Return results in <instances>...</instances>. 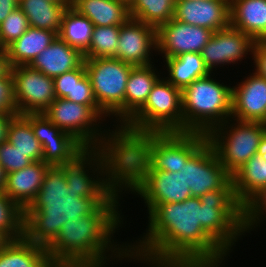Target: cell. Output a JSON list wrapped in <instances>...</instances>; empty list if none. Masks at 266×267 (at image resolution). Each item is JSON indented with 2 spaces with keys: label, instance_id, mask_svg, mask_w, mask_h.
<instances>
[{
  "label": "cell",
  "instance_id": "1",
  "mask_svg": "<svg viewBox=\"0 0 266 267\" xmlns=\"http://www.w3.org/2000/svg\"><path fill=\"white\" fill-rule=\"evenodd\" d=\"M146 206L147 233L128 248L130 258L152 267H218L244 233L232 179L201 197Z\"/></svg>",
  "mask_w": 266,
  "mask_h": 267
},
{
  "label": "cell",
  "instance_id": "2",
  "mask_svg": "<svg viewBox=\"0 0 266 267\" xmlns=\"http://www.w3.org/2000/svg\"><path fill=\"white\" fill-rule=\"evenodd\" d=\"M119 192H123L122 185L92 214L67 221L61 227L56 238L46 247L54 267H103L115 255L117 259H129L126 243L125 246L117 244V248L112 239L113 233L123 223L118 211ZM108 251L112 254L107 255Z\"/></svg>",
  "mask_w": 266,
  "mask_h": 267
},
{
  "label": "cell",
  "instance_id": "3",
  "mask_svg": "<svg viewBox=\"0 0 266 267\" xmlns=\"http://www.w3.org/2000/svg\"><path fill=\"white\" fill-rule=\"evenodd\" d=\"M109 197L78 196L67 187L64 172L49 167L36 198L24 210V237L34 244L47 247L67 221L92 214Z\"/></svg>",
  "mask_w": 266,
  "mask_h": 267
},
{
  "label": "cell",
  "instance_id": "4",
  "mask_svg": "<svg viewBox=\"0 0 266 267\" xmlns=\"http://www.w3.org/2000/svg\"><path fill=\"white\" fill-rule=\"evenodd\" d=\"M207 141L199 132H144L122 145V170L179 172Z\"/></svg>",
  "mask_w": 266,
  "mask_h": 267
},
{
  "label": "cell",
  "instance_id": "5",
  "mask_svg": "<svg viewBox=\"0 0 266 267\" xmlns=\"http://www.w3.org/2000/svg\"><path fill=\"white\" fill-rule=\"evenodd\" d=\"M58 167L64 172L67 187L79 197H110L122 185V147L84 145ZM89 170L98 172L96 179L88 175Z\"/></svg>",
  "mask_w": 266,
  "mask_h": 267
},
{
  "label": "cell",
  "instance_id": "6",
  "mask_svg": "<svg viewBox=\"0 0 266 267\" xmlns=\"http://www.w3.org/2000/svg\"><path fill=\"white\" fill-rule=\"evenodd\" d=\"M211 73L181 90L183 132L207 134L232 115V87L211 78Z\"/></svg>",
  "mask_w": 266,
  "mask_h": 267
},
{
  "label": "cell",
  "instance_id": "7",
  "mask_svg": "<svg viewBox=\"0 0 266 267\" xmlns=\"http://www.w3.org/2000/svg\"><path fill=\"white\" fill-rule=\"evenodd\" d=\"M181 89L160 78L145 104L118 129L121 145L144 132H183Z\"/></svg>",
  "mask_w": 266,
  "mask_h": 267
},
{
  "label": "cell",
  "instance_id": "8",
  "mask_svg": "<svg viewBox=\"0 0 266 267\" xmlns=\"http://www.w3.org/2000/svg\"><path fill=\"white\" fill-rule=\"evenodd\" d=\"M43 113L58 128L73 135L83 145L103 144L108 148L122 147L117 129L108 130L109 133L105 131L106 134L101 131L102 128H97L102 116H106L98 106H87L56 98Z\"/></svg>",
  "mask_w": 266,
  "mask_h": 267
},
{
  "label": "cell",
  "instance_id": "9",
  "mask_svg": "<svg viewBox=\"0 0 266 267\" xmlns=\"http://www.w3.org/2000/svg\"><path fill=\"white\" fill-rule=\"evenodd\" d=\"M84 65L99 109L106 117H117L118 130L125 124L126 84L134 65L114 57L84 59Z\"/></svg>",
  "mask_w": 266,
  "mask_h": 267
},
{
  "label": "cell",
  "instance_id": "10",
  "mask_svg": "<svg viewBox=\"0 0 266 267\" xmlns=\"http://www.w3.org/2000/svg\"><path fill=\"white\" fill-rule=\"evenodd\" d=\"M229 121L233 120L228 119L212 128L206 137L221 164L233 175L250 157L257 154L266 124L239 120L230 124Z\"/></svg>",
  "mask_w": 266,
  "mask_h": 267
},
{
  "label": "cell",
  "instance_id": "11",
  "mask_svg": "<svg viewBox=\"0 0 266 267\" xmlns=\"http://www.w3.org/2000/svg\"><path fill=\"white\" fill-rule=\"evenodd\" d=\"M122 186L139 194L146 205L183 202L192 197L182 171L122 170Z\"/></svg>",
  "mask_w": 266,
  "mask_h": 267
},
{
  "label": "cell",
  "instance_id": "12",
  "mask_svg": "<svg viewBox=\"0 0 266 267\" xmlns=\"http://www.w3.org/2000/svg\"><path fill=\"white\" fill-rule=\"evenodd\" d=\"M17 114L43 113L56 99L54 82L29 65L10 67Z\"/></svg>",
  "mask_w": 266,
  "mask_h": 267
},
{
  "label": "cell",
  "instance_id": "13",
  "mask_svg": "<svg viewBox=\"0 0 266 267\" xmlns=\"http://www.w3.org/2000/svg\"><path fill=\"white\" fill-rule=\"evenodd\" d=\"M181 171L193 197L219 190L232 179L208 141L188 159Z\"/></svg>",
  "mask_w": 266,
  "mask_h": 267
},
{
  "label": "cell",
  "instance_id": "14",
  "mask_svg": "<svg viewBox=\"0 0 266 267\" xmlns=\"http://www.w3.org/2000/svg\"><path fill=\"white\" fill-rule=\"evenodd\" d=\"M23 116L31 123L33 133L41 143L42 161L50 167L60 166L84 146L73 135L58 128L44 113Z\"/></svg>",
  "mask_w": 266,
  "mask_h": 267
},
{
  "label": "cell",
  "instance_id": "15",
  "mask_svg": "<svg viewBox=\"0 0 266 267\" xmlns=\"http://www.w3.org/2000/svg\"><path fill=\"white\" fill-rule=\"evenodd\" d=\"M213 33L210 29L171 19L157 28V51L164 53V59L183 53H201Z\"/></svg>",
  "mask_w": 266,
  "mask_h": 267
},
{
  "label": "cell",
  "instance_id": "16",
  "mask_svg": "<svg viewBox=\"0 0 266 267\" xmlns=\"http://www.w3.org/2000/svg\"><path fill=\"white\" fill-rule=\"evenodd\" d=\"M152 49L157 51V28L133 18L120 26L117 59L134 66H147L153 63Z\"/></svg>",
  "mask_w": 266,
  "mask_h": 267
},
{
  "label": "cell",
  "instance_id": "17",
  "mask_svg": "<svg viewBox=\"0 0 266 267\" xmlns=\"http://www.w3.org/2000/svg\"><path fill=\"white\" fill-rule=\"evenodd\" d=\"M255 41L246 33L229 25L215 31L209 42L203 47L201 56L210 73L213 68L223 64H235L252 53ZM212 71V72H211Z\"/></svg>",
  "mask_w": 266,
  "mask_h": 267
},
{
  "label": "cell",
  "instance_id": "18",
  "mask_svg": "<svg viewBox=\"0 0 266 267\" xmlns=\"http://www.w3.org/2000/svg\"><path fill=\"white\" fill-rule=\"evenodd\" d=\"M173 19L215 32L230 25V0H177Z\"/></svg>",
  "mask_w": 266,
  "mask_h": 267
},
{
  "label": "cell",
  "instance_id": "19",
  "mask_svg": "<svg viewBox=\"0 0 266 267\" xmlns=\"http://www.w3.org/2000/svg\"><path fill=\"white\" fill-rule=\"evenodd\" d=\"M232 87V115L239 121L266 124V79L255 72Z\"/></svg>",
  "mask_w": 266,
  "mask_h": 267
},
{
  "label": "cell",
  "instance_id": "20",
  "mask_svg": "<svg viewBox=\"0 0 266 267\" xmlns=\"http://www.w3.org/2000/svg\"><path fill=\"white\" fill-rule=\"evenodd\" d=\"M50 166L34 161L18 171L6 174L4 193L23 210L36 198Z\"/></svg>",
  "mask_w": 266,
  "mask_h": 267
},
{
  "label": "cell",
  "instance_id": "21",
  "mask_svg": "<svg viewBox=\"0 0 266 267\" xmlns=\"http://www.w3.org/2000/svg\"><path fill=\"white\" fill-rule=\"evenodd\" d=\"M84 62L83 53L68 45L59 36L29 66L48 77H56L78 68Z\"/></svg>",
  "mask_w": 266,
  "mask_h": 267
},
{
  "label": "cell",
  "instance_id": "22",
  "mask_svg": "<svg viewBox=\"0 0 266 267\" xmlns=\"http://www.w3.org/2000/svg\"><path fill=\"white\" fill-rule=\"evenodd\" d=\"M230 25L254 41H266V0H230Z\"/></svg>",
  "mask_w": 266,
  "mask_h": 267
},
{
  "label": "cell",
  "instance_id": "23",
  "mask_svg": "<svg viewBox=\"0 0 266 267\" xmlns=\"http://www.w3.org/2000/svg\"><path fill=\"white\" fill-rule=\"evenodd\" d=\"M58 36L56 32L29 27L6 47L9 67L29 65Z\"/></svg>",
  "mask_w": 266,
  "mask_h": 267
},
{
  "label": "cell",
  "instance_id": "24",
  "mask_svg": "<svg viewBox=\"0 0 266 267\" xmlns=\"http://www.w3.org/2000/svg\"><path fill=\"white\" fill-rule=\"evenodd\" d=\"M71 7L94 26H121L129 18V6L119 0H74Z\"/></svg>",
  "mask_w": 266,
  "mask_h": 267
},
{
  "label": "cell",
  "instance_id": "25",
  "mask_svg": "<svg viewBox=\"0 0 266 267\" xmlns=\"http://www.w3.org/2000/svg\"><path fill=\"white\" fill-rule=\"evenodd\" d=\"M70 2L50 0H20L18 7L26 15L30 27L44 29L59 34L64 14Z\"/></svg>",
  "mask_w": 266,
  "mask_h": 267
},
{
  "label": "cell",
  "instance_id": "26",
  "mask_svg": "<svg viewBox=\"0 0 266 267\" xmlns=\"http://www.w3.org/2000/svg\"><path fill=\"white\" fill-rule=\"evenodd\" d=\"M0 267H54L46 247L22 238L11 240L0 250Z\"/></svg>",
  "mask_w": 266,
  "mask_h": 267
},
{
  "label": "cell",
  "instance_id": "27",
  "mask_svg": "<svg viewBox=\"0 0 266 267\" xmlns=\"http://www.w3.org/2000/svg\"><path fill=\"white\" fill-rule=\"evenodd\" d=\"M154 65L134 66L125 91V123L145 104L153 86L160 79Z\"/></svg>",
  "mask_w": 266,
  "mask_h": 267
},
{
  "label": "cell",
  "instance_id": "28",
  "mask_svg": "<svg viewBox=\"0 0 266 267\" xmlns=\"http://www.w3.org/2000/svg\"><path fill=\"white\" fill-rule=\"evenodd\" d=\"M232 183L236 199L243 205L266 186V161L253 155L232 175Z\"/></svg>",
  "mask_w": 266,
  "mask_h": 267
},
{
  "label": "cell",
  "instance_id": "29",
  "mask_svg": "<svg viewBox=\"0 0 266 267\" xmlns=\"http://www.w3.org/2000/svg\"><path fill=\"white\" fill-rule=\"evenodd\" d=\"M168 76L164 77L170 84L181 90L194 80L206 77L210 74L204 65L201 53H183L177 57L167 58Z\"/></svg>",
  "mask_w": 266,
  "mask_h": 267
},
{
  "label": "cell",
  "instance_id": "30",
  "mask_svg": "<svg viewBox=\"0 0 266 267\" xmlns=\"http://www.w3.org/2000/svg\"><path fill=\"white\" fill-rule=\"evenodd\" d=\"M7 140L33 162L42 161L43 149L35 137L31 123L21 114L14 115L7 130Z\"/></svg>",
  "mask_w": 266,
  "mask_h": 267
},
{
  "label": "cell",
  "instance_id": "31",
  "mask_svg": "<svg viewBox=\"0 0 266 267\" xmlns=\"http://www.w3.org/2000/svg\"><path fill=\"white\" fill-rule=\"evenodd\" d=\"M93 28V23L87 17L80 15L70 6L64 14L58 36L84 53L90 45Z\"/></svg>",
  "mask_w": 266,
  "mask_h": 267
},
{
  "label": "cell",
  "instance_id": "32",
  "mask_svg": "<svg viewBox=\"0 0 266 267\" xmlns=\"http://www.w3.org/2000/svg\"><path fill=\"white\" fill-rule=\"evenodd\" d=\"M175 0H134L129 6L130 18L158 28L173 19Z\"/></svg>",
  "mask_w": 266,
  "mask_h": 267
},
{
  "label": "cell",
  "instance_id": "33",
  "mask_svg": "<svg viewBox=\"0 0 266 267\" xmlns=\"http://www.w3.org/2000/svg\"><path fill=\"white\" fill-rule=\"evenodd\" d=\"M120 26H94L88 49L83 53L84 59L117 58V46Z\"/></svg>",
  "mask_w": 266,
  "mask_h": 267
},
{
  "label": "cell",
  "instance_id": "34",
  "mask_svg": "<svg viewBox=\"0 0 266 267\" xmlns=\"http://www.w3.org/2000/svg\"><path fill=\"white\" fill-rule=\"evenodd\" d=\"M0 230L11 240L24 235V210L0 191Z\"/></svg>",
  "mask_w": 266,
  "mask_h": 267
},
{
  "label": "cell",
  "instance_id": "35",
  "mask_svg": "<svg viewBox=\"0 0 266 267\" xmlns=\"http://www.w3.org/2000/svg\"><path fill=\"white\" fill-rule=\"evenodd\" d=\"M30 27L23 11L17 7L0 24V40L5 48L20 38Z\"/></svg>",
  "mask_w": 266,
  "mask_h": 267
},
{
  "label": "cell",
  "instance_id": "36",
  "mask_svg": "<svg viewBox=\"0 0 266 267\" xmlns=\"http://www.w3.org/2000/svg\"><path fill=\"white\" fill-rule=\"evenodd\" d=\"M266 213V186L258 190L243 204V229L244 232L250 231L258 226Z\"/></svg>",
  "mask_w": 266,
  "mask_h": 267
},
{
  "label": "cell",
  "instance_id": "37",
  "mask_svg": "<svg viewBox=\"0 0 266 267\" xmlns=\"http://www.w3.org/2000/svg\"><path fill=\"white\" fill-rule=\"evenodd\" d=\"M33 161L15 148L8 140L0 143V164L6 174L18 171Z\"/></svg>",
  "mask_w": 266,
  "mask_h": 267
},
{
  "label": "cell",
  "instance_id": "38",
  "mask_svg": "<svg viewBox=\"0 0 266 267\" xmlns=\"http://www.w3.org/2000/svg\"><path fill=\"white\" fill-rule=\"evenodd\" d=\"M86 73L84 62L78 67L53 78L56 98L73 102L74 80H80Z\"/></svg>",
  "mask_w": 266,
  "mask_h": 267
},
{
  "label": "cell",
  "instance_id": "39",
  "mask_svg": "<svg viewBox=\"0 0 266 267\" xmlns=\"http://www.w3.org/2000/svg\"><path fill=\"white\" fill-rule=\"evenodd\" d=\"M73 102L87 106H98L87 72L80 80H74Z\"/></svg>",
  "mask_w": 266,
  "mask_h": 267
},
{
  "label": "cell",
  "instance_id": "40",
  "mask_svg": "<svg viewBox=\"0 0 266 267\" xmlns=\"http://www.w3.org/2000/svg\"><path fill=\"white\" fill-rule=\"evenodd\" d=\"M0 112L17 114L10 70L3 77H0Z\"/></svg>",
  "mask_w": 266,
  "mask_h": 267
},
{
  "label": "cell",
  "instance_id": "41",
  "mask_svg": "<svg viewBox=\"0 0 266 267\" xmlns=\"http://www.w3.org/2000/svg\"><path fill=\"white\" fill-rule=\"evenodd\" d=\"M255 63V73L266 79V41H255L251 53Z\"/></svg>",
  "mask_w": 266,
  "mask_h": 267
},
{
  "label": "cell",
  "instance_id": "42",
  "mask_svg": "<svg viewBox=\"0 0 266 267\" xmlns=\"http://www.w3.org/2000/svg\"><path fill=\"white\" fill-rule=\"evenodd\" d=\"M18 0H0V24L18 7Z\"/></svg>",
  "mask_w": 266,
  "mask_h": 267
},
{
  "label": "cell",
  "instance_id": "43",
  "mask_svg": "<svg viewBox=\"0 0 266 267\" xmlns=\"http://www.w3.org/2000/svg\"><path fill=\"white\" fill-rule=\"evenodd\" d=\"M14 115L0 112V143L7 140L8 124Z\"/></svg>",
  "mask_w": 266,
  "mask_h": 267
},
{
  "label": "cell",
  "instance_id": "44",
  "mask_svg": "<svg viewBox=\"0 0 266 267\" xmlns=\"http://www.w3.org/2000/svg\"><path fill=\"white\" fill-rule=\"evenodd\" d=\"M9 70L7 53H0V77H3Z\"/></svg>",
  "mask_w": 266,
  "mask_h": 267
},
{
  "label": "cell",
  "instance_id": "45",
  "mask_svg": "<svg viewBox=\"0 0 266 267\" xmlns=\"http://www.w3.org/2000/svg\"><path fill=\"white\" fill-rule=\"evenodd\" d=\"M257 155L261 156L262 159L266 161V131H265V135L260 140V143L257 149Z\"/></svg>",
  "mask_w": 266,
  "mask_h": 267
},
{
  "label": "cell",
  "instance_id": "46",
  "mask_svg": "<svg viewBox=\"0 0 266 267\" xmlns=\"http://www.w3.org/2000/svg\"><path fill=\"white\" fill-rule=\"evenodd\" d=\"M6 182V173L0 164V191H3Z\"/></svg>",
  "mask_w": 266,
  "mask_h": 267
},
{
  "label": "cell",
  "instance_id": "47",
  "mask_svg": "<svg viewBox=\"0 0 266 267\" xmlns=\"http://www.w3.org/2000/svg\"><path fill=\"white\" fill-rule=\"evenodd\" d=\"M0 53H7V52H6V48H5V46L2 44L1 40H0Z\"/></svg>",
  "mask_w": 266,
  "mask_h": 267
},
{
  "label": "cell",
  "instance_id": "48",
  "mask_svg": "<svg viewBox=\"0 0 266 267\" xmlns=\"http://www.w3.org/2000/svg\"><path fill=\"white\" fill-rule=\"evenodd\" d=\"M119 1H123L125 4H127L128 6H130L131 3H132L134 0H119Z\"/></svg>",
  "mask_w": 266,
  "mask_h": 267
},
{
  "label": "cell",
  "instance_id": "49",
  "mask_svg": "<svg viewBox=\"0 0 266 267\" xmlns=\"http://www.w3.org/2000/svg\"><path fill=\"white\" fill-rule=\"evenodd\" d=\"M50 1H55V2H69V0H50Z\"/></svg>",
  "mask_w": 266,
  "mask_h": 267
}]
</instances>
